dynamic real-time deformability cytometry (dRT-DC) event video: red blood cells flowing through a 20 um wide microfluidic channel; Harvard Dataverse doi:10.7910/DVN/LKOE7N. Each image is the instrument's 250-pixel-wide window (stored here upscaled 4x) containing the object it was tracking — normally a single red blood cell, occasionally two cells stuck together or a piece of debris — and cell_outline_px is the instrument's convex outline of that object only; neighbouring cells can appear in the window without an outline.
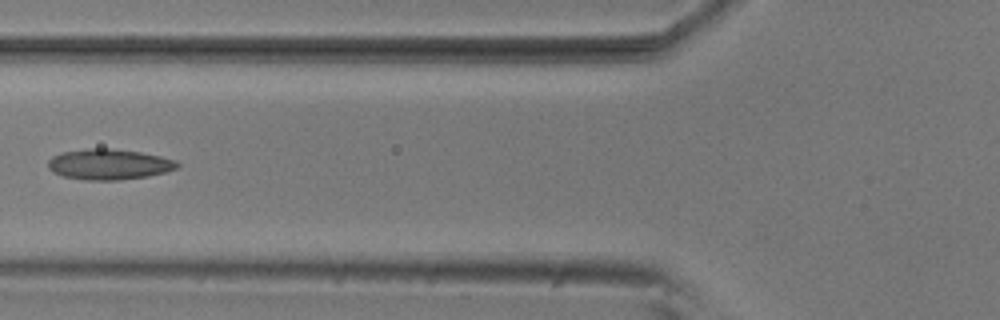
{"species": "common noctule bat (a hibernating species)", "species_latin": "Nyctalus noctula", "temperature_condition": "room temperature", "stored_images_in_passage": 7, "camera_frame_rate_fps": 3000, "um_per_image_px": 0.085, "animal": {"sex": "male", "body_mass_g": 20.5, "forearm_length_mm": 52.5}, "frame": {"image": 1, "passage_image": 6, "time_ms": 1.667, "image_size_px": [1000, 320], "cell_outline_px": [[180, 164], [176, 168], [164, 172], [148, 176], [120, 180], [84, 180], [64, 176], [52, 172], [48, 168], [48, 160], [52, 156], [60, 152], [88, 148], [108, 148], [140, 152], [160, 156], [176, 160]], "centroid_in_image_um": [9.23, 13.96], "position_along_channel_um": 116.6, "area_um2": 23.12}}
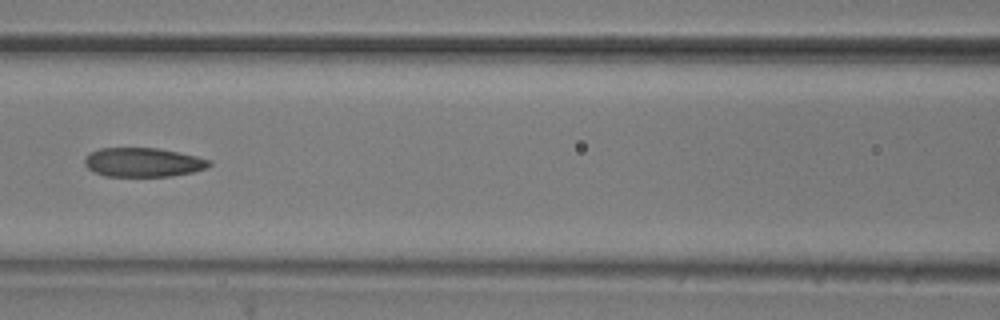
{"frame": {"image": 2, "passage_image": 7, "time_ms": 2.0, "image_size_px": [1000, 320], "cell_outline_px": [[212, 164], [208, 168], [192, 172], [172, 176], [104, 176], [88, 168], [84, 164], [84, 160], [92, 152], [100, 148], [156, 148], [196, 156], [212, 160]], "centroid_in_image_um": [12.2, 13.8], "position_along_channel_um": 154.4, "area_um2": 20.98}}